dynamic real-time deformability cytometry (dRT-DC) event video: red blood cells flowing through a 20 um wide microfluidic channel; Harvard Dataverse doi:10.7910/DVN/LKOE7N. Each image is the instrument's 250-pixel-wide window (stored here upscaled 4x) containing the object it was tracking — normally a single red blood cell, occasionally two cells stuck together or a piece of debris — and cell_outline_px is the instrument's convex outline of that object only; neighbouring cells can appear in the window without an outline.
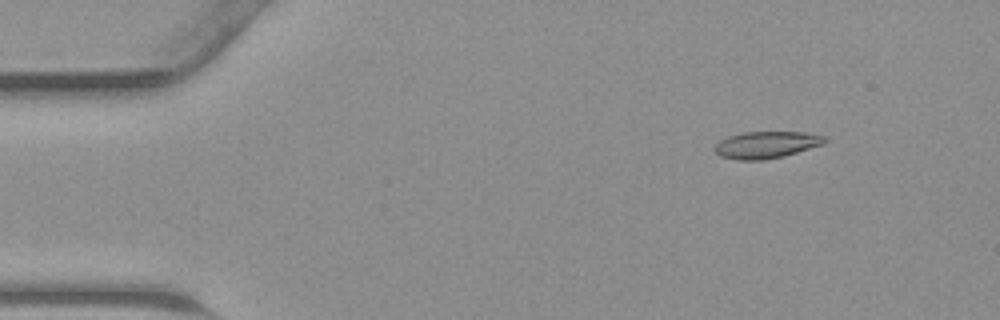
{"species": "common noctule bat (a hibernating species)", "species_latin": "Nyctalus noctula", "temperature_condition": "warm", "stored_images_in_passage": 45, "camera_frame_rate_fps": 3000, "um_per_image_px": 0.085, "animal": {"sex": "male", "body_mass_g": 23.1, "forearm_length_mm": 52.7}, "frame": {"image": 1, "passage_image": 6, "time_ms": 1.667, "image_size_px": [1000, 320], "cell_outline_px": [[828, 140], [824, 144], [784, 156], [764, 160], [736, 160], [720, 156], [712, 148], [720, 140], [728, 136], [740, 132], [804, 132], [824, 136]], "centroid_in_image_um": [65.12, 12.31], "position_along_channel_um": 19.9, "area_um2": 17.4}}
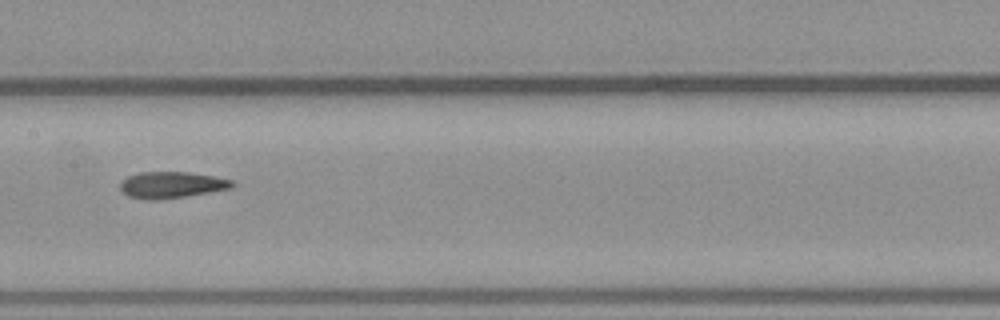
{"frame": {"image": 2, "passage_image": 23, "time_ms": 7.333, "image_size_px": [1000, 320], "cell_outline_px": [[236, 184], [232, 188], [184, 196], [156, 200], [144, 200], [128, 196], [120, 188], [120, 180], [128, 176], [140, 172], [188, 172], [236, 180]], "centroid_in_image_um": [14.58, 15.71], "position_along_channel_um": 192.8, "area_um2": 17.28}}
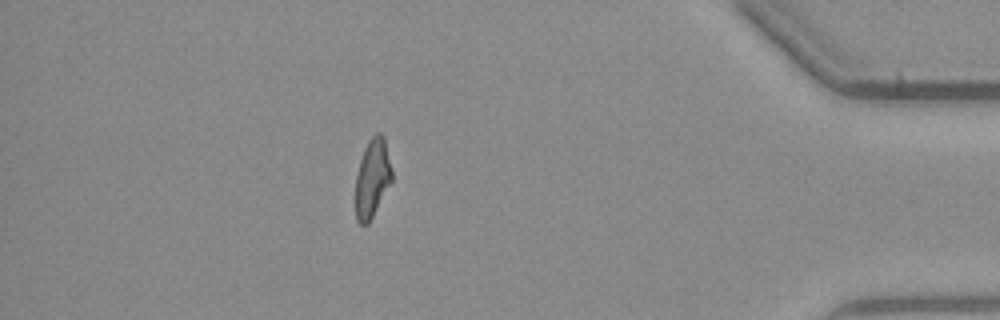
{"frame": {"image": 3, "passage_image": 40, "time_ms": 13.0, "image_size_px": [1000, 320], "cell_outline_px": [[392, 180], [368, 224], [360, 224], [356, 220], [356, 176], [360, 160], [364, 148], [368, 140], [376, 132], [380, 132], [384, 136], [392, 172]], "centroid_in_image_um": [31.64, 15.11], "position_along_channel_um": 403.6, "area_um2": 16.47}}